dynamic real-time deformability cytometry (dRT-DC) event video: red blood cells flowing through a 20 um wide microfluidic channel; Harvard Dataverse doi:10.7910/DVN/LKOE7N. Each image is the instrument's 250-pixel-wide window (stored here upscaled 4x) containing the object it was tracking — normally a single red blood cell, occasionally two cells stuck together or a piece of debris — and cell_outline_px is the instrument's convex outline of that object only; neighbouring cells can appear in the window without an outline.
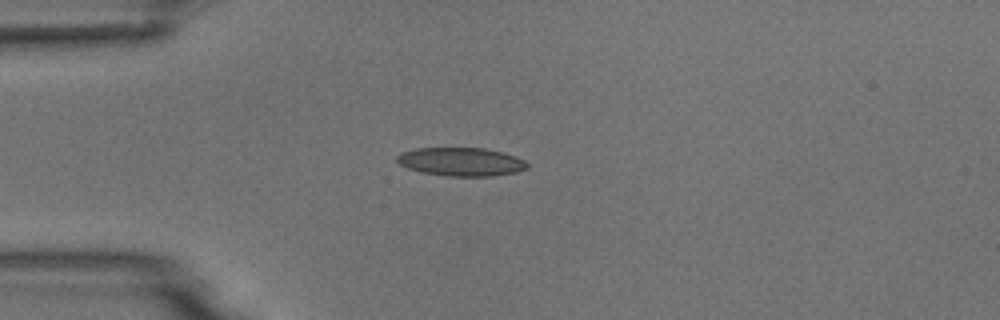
{"species": "common noctule bat (a hibernating species)", "species_latin": "Nyctalus noctula", "temperature_condition": "room temperature", "stored_images_in_passage": 2, "camera_frame_rate_fps": 3000, "um_per_image_px": 0.085, "animal": {"sex": "male", "body_mass_g": 18.8}, "frame": {"image": 1, "passage_image": 1, "time_ms": 0.0, "image_size_px": [1000, 320], "cell_outline_px": [[528, 168], [516, 172], [492, 176], [444, 176], [420, 172], [408, 168], [400, 164], [396, 160], [396, 156], [404, 152], [416, 148], [484, 148], [504, 152], [516, 156], [524, 160], [528, 164]], "centroid_in_image_um": [39.21, 13.75], "position_along_channel_um": 45.8, "area_um2": 21.68}}